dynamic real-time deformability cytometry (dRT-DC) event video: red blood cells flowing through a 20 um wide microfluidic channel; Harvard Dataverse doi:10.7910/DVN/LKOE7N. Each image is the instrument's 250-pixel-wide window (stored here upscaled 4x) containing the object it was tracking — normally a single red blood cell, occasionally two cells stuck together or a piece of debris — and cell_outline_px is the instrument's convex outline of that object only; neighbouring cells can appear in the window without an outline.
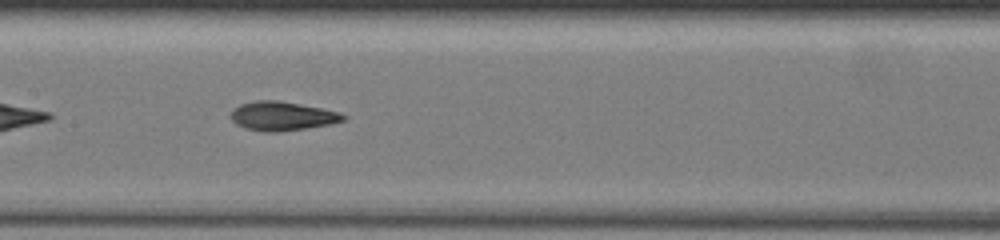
{"species": "common noctule bat (a hibernating species)", "species_latin": "Nyctalus noctula", "temperature_condition": "warm", "stored_images_in_passage": 41, "camera_frame_rate_fps": 3000, "um_per_image_px": 0.085, "animal": {"sex": "female", "body_mass_g": 19.5, "forearm_length_mm": 54.1}, "frame": {"image": 1, "passage_image": 12, "time_ms": 3.667, "image_size_px": [1000, 240], "cell_outline_px": [[348, 116], [344, 120], [332, 124], [308, 128], [276, 132], [264, 132], [244, 128], [236, 124], [232, 120], [232, 112], [240, 104], [256, 100], [280, 100], [340, 112]], "centroid_in_image_um": [24.02, 9.87], "position_along_channel_um": 183.4, "area_um2": 19.02}, "authors_computed_cell_mechanics": {"area_um2": 18.3804, "velocity_mm_per_s": 3.2808, "shape_relaxation_time_tau1_ms": 11.1453, "shape_relaxation_time_tau2_ms": 2.2733, "deformation_change_tau1": 0.2702, "deformation_change_tau2": 0.0983}}